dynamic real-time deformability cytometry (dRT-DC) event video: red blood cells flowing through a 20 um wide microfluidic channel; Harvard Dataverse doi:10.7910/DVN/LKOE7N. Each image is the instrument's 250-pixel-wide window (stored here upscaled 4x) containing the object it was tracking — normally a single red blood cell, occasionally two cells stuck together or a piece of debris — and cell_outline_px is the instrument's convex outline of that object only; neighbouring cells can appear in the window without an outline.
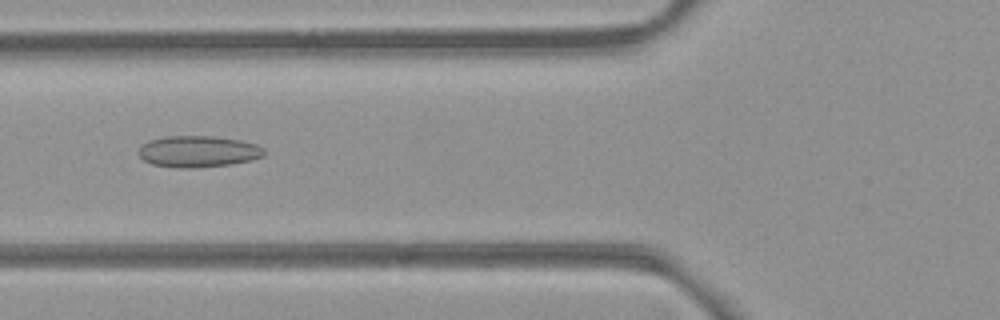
{"species": "common noctule bat (a hibernating species)", "species_latin": "Nyctalus noctula", "temperature_condition": "room temperature", "stored_images_in_passage": 54, "camera_frame_rate_fps": 3000, "um_per_image_px": 0.085, "animal": {"sex": "female", "body_mass_g": 21.9}, "frame": {"image": 1, "passage_image": 21, "time_ms": 6.667, "image_size_px": [1000, 320], "cell_outline_px": [[264, 156], [252, 160], [232, 164], [200, 168], [176, 168], [152, 164], [144, 160], [140, 156], [140, 148], [148, 140], [164, 136], [212, 136], [240, 140], [256, 144], [264, 148]], "centroid_in_image_um": [16.87, 12.88], "position_along_channel_um": 108.9, "area_um2": 23.12}}
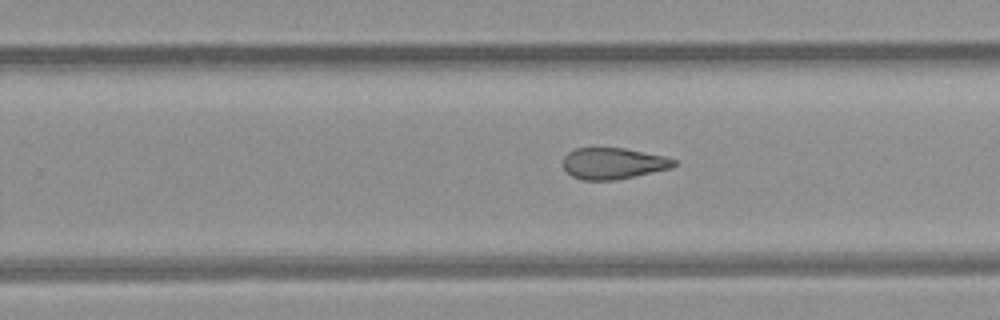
{"frame": {"image": 2, "passage_image": 34, "time_ms": 11.0, "image_size_px": [1000, 320], "cell_outline_px": [[676, 164], [672, 168], [616, 180], [584, 180], [572, 176], [564, 168], [564, 156], [568, 152], [576, 148], [624, 148], [664, 156], [676, 160]], "centroid_in_image_um": [52.13, 13.89], "position_along_channel_um": 277.7, "area_um2": 20.11}}
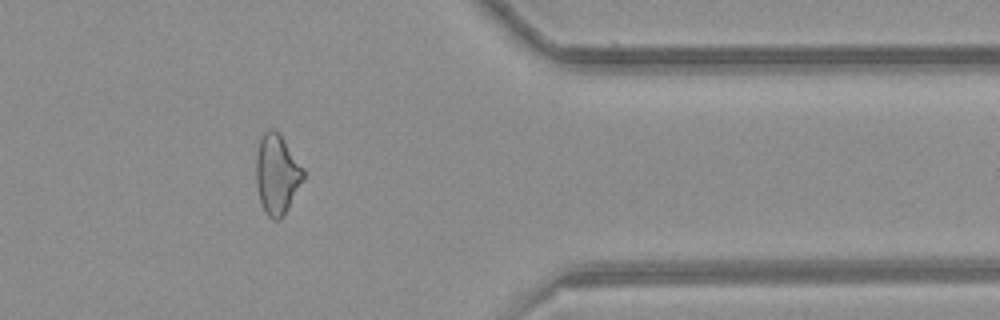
{"frame": {"image": 3, "passage_image": 44, "time_ms": 14.333, "image_size_px": [1000, 320], "cell_outline_px": [[304, 180], [288, 208], [280, 220], [272, 220], [264, 212], [260, 200], [256, 184], [256, 152], [260, 136], [268, 128], [272, 128], [280, 132], [304, 168]], "centroid_in_image_um": [23.54, 14.77], "position_along_channel_um": 387.9, "area_um2": 22.48}, "authors_computed_cell_mechanics": {"area_um2": 23.0044, "velocity_mm_per_s": 3.8878, "shape_relaxation_time_tau1_ms": null, "shape_relaxation_time_tau2_ms": 2.9653, "deformation_change_tau1": null, "deformation_change_tau2": 0.1112}}